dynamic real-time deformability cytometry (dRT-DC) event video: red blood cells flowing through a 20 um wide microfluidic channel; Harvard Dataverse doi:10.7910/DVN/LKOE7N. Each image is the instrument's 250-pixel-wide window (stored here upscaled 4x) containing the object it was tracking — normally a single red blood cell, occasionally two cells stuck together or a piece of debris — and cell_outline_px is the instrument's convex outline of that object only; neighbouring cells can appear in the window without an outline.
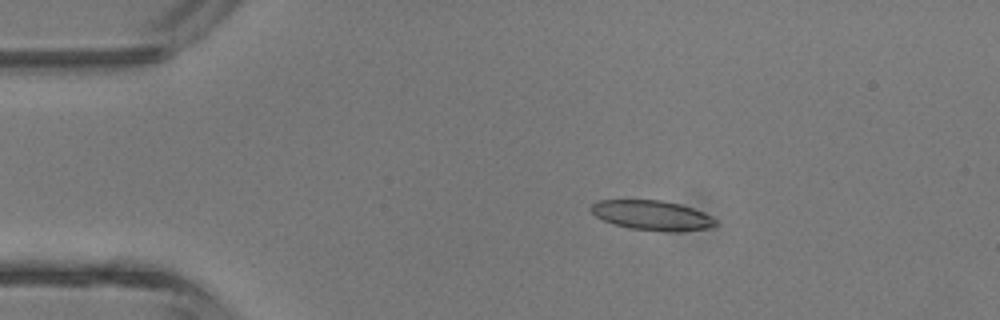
{"species": "common noctule bat (a hibernating species)", "species_latin": "Nyctalus noctula", "temperature_condition": "room temperature", "stored_images_in_passage": 2, "camera_frame_rate_fps": 3000, "um_per_image_px": 0.085, "animal": {"sex": "male", "body_mass_g": 13.3}, "frame": {"image": 1, "passage_image": 1, "time_ms": 0.0, "image_size_px": [1000, 320], "cell_outline_px": [[716, 224], [712, 228], [676, 232], [668, 232], [628, 228], [612, 224], [596, 216], [588, 208], [596, 200], [660, 200], [680, 204], [704, 212], [712, 216], [716, 220]], "centroid_in_image_um": [55.43, 18.31], "position_along_channel_um": 29.6, "area_um2": 21.85}}